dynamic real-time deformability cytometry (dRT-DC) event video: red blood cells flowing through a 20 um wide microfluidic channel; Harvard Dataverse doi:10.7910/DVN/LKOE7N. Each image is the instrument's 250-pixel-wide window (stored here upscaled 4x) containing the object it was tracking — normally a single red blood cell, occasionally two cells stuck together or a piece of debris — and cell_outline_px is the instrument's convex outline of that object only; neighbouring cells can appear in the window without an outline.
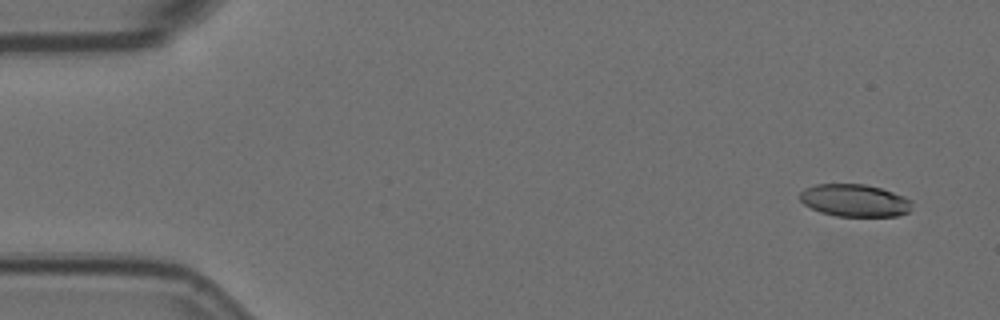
{"species": "Egyptian fruit bat (a non-hibernating species)", "species_latin": "Rousettus aegyptiacus", "temperature_condition": "room temperature", "stored_images_in_passage": 5, "camera_frame_rate_fps": 3000, "um_per_image_px": 0.085, "animal": {"sex": "female"}, "frame": {"image": 1, "passage_image": 2, "time_ms": 0.333, "image_size_px": [1000, 320], "cell_outline_px": [[912, 204], [908, 212], [896, 216], [836, 216], [820, 212], [804, 204], [800, 200], [800, 192], [804, 188], [816, 184], [864, 184], [880, 188], [904, 196], [912, 200]], "centroid_in_image_um": [72.63, 17.03], "position_along_channel_um": 12.4, "area_um2": 21.15}}
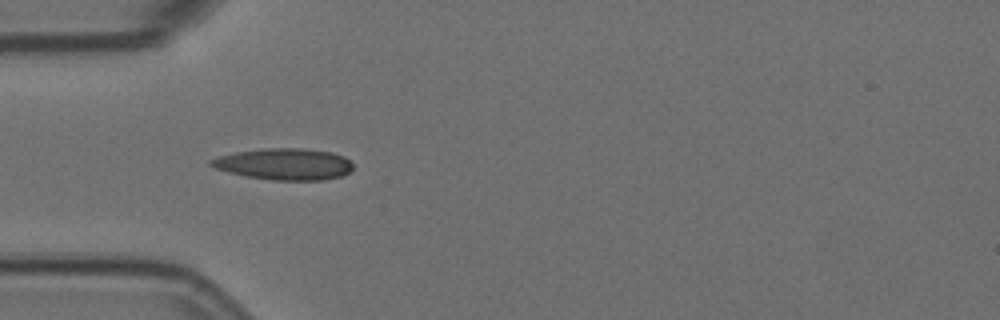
{"frame": {"image": 2, "passage_image": 5, "time_ms": 1.333, "image_size_px": [1000, 320], "cell_outline_px": [[352, 168], [348, 172], [340, 176], [324, 180], [272, 180], [248, 176], [228, 172], [216, 168], [208, 164], [208, 160], [220, 156], [236, 152], [264, 148], [300, 148], [332, 152], [344, 156], [352, 164]], "centroid_in_image_um": [24.15, 13.94], "position_along_channel_um": 60.8, "area_um2": 25.89}}